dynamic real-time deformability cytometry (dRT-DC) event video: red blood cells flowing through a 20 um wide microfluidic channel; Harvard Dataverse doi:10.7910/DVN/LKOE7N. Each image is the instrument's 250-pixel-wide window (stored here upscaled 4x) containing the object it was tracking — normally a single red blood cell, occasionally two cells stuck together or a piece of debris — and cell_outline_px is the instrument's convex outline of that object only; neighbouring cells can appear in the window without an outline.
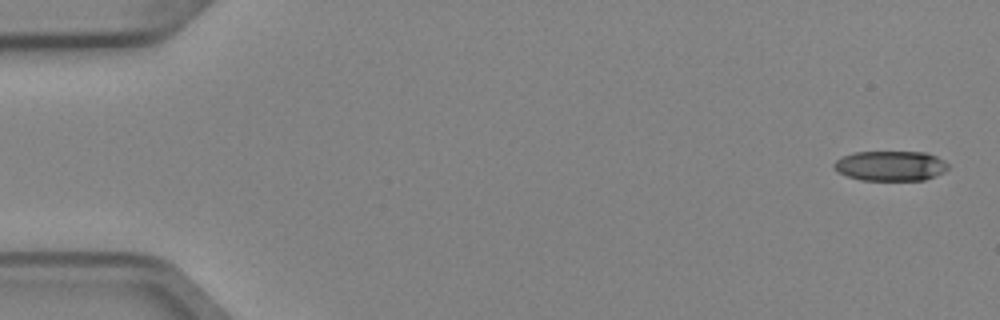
{"species": "Egyptian fruit bat (a non-hibernating species)", "species_latin": "Rousettus aegyptiacus", "temperature_condition": "cold", "stored_images_in_passage": 4, "camera_frame_rate_fps": 3000, "um_per_image_px": 0.085, "animal": {"sex": "female"}, "frame": {"image": 1, "passage_image": 1, "time_ms": 0.0, "image_size_px": [1000, 320], "cell_outline_px": [[948, 168], [944, 172], [936, 176], [924, 180], [860, 180], [836, 172], [832, 168], [832, 164], [836, 160], [844, 156], [856, 152], [928, 152], [944, 160], [948, 164]], "centroid_in_image_um": [75.69, 14.1], "position_along_channel_um": 9.3, "area_um2": 20.11}}
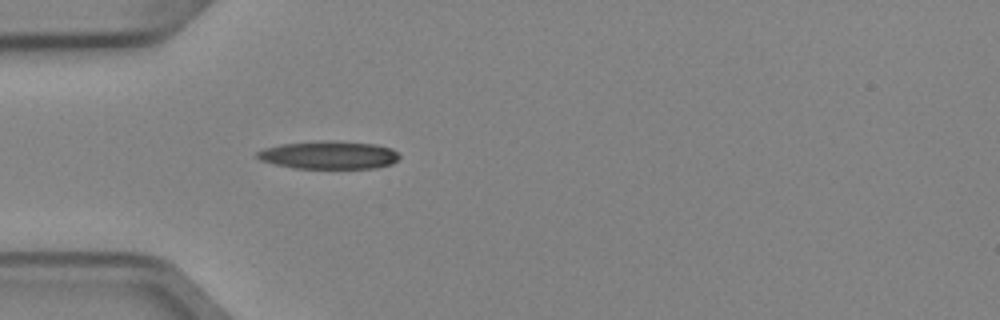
{"frame": {"image": 2, "passage_image": 4, "time_ms": 1.0, "image_size_px": [1000, 320], "cell_outline_px": [[400, 156], [392, 164], [376, 168], [292, 168], [260, 160], [256, 156], [256, 152], [264, 148], [280, 144], [332, 140], [376, 144], [392, 148]], "centroid_in_image_um": [27.96, 13.17], "position_along_channel_um": 57.0, "area_um2": 23.18}}